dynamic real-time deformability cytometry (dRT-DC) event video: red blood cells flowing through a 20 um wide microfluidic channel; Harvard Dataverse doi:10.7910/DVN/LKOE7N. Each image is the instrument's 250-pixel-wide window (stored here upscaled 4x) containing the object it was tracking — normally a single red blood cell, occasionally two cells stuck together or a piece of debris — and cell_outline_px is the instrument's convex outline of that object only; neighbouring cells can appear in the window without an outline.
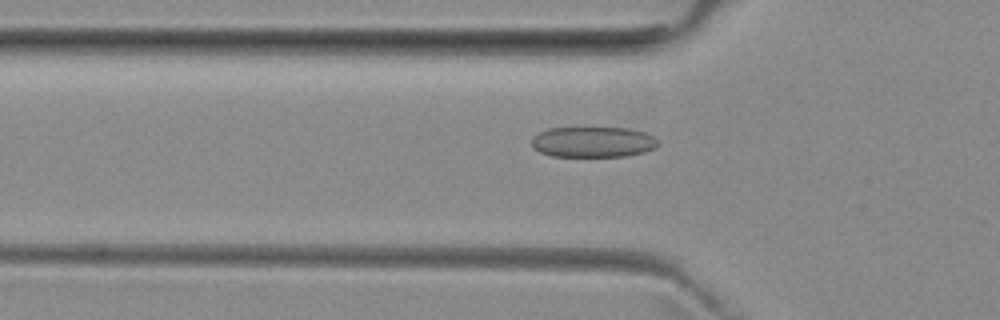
{"species": "common noctule bat (a hibernating species)", "species_latin": "Nyctalus noctula", "temperature_condition": "room temperature", "stored_images_in_passage": 29, "camera_frame_rate_fps": 3000, "um_per_image_px": 0.085, "animal": {"sex": "female", "body_mass_g": 29.2, "forearm_length_mm": 56.3}, "frame": {"image": 1, "passage_image": 17, "time_ms": 5.333, "image_size_px": [1000, 320], "cell_outline_px": [[656, 148], [644, 152], [624, 156], [552, 156], [540, 152], [532, 148], [532, 136], [548, 128], [628, 128], [648, 132], [656, 140]], "centroid_in_image_um": [50.39, 12.06], "position_along_channel_um": 75.4, "area_um2": 22.54}}
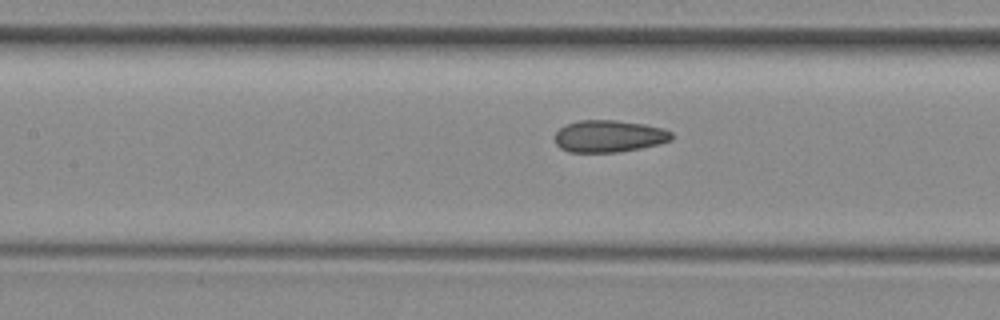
{"frame": {"image": 2, "passage_image": 23, "time_ms": 7.333, "image_size_px": [1000, 320], "cell_outline_px": [[672, 140], [660, 144], [620, 152], [568, 152], [560, 148], [556, 144], [556, 132], [560, 128], [568, 124], [580, 120], [616, 120], [644, 124], [664, 128], [672, 132]], "centroid_in_image_um": [51.79, 11.58], "position_along_channel_um": 155.6, "area_um2": 21.85}}
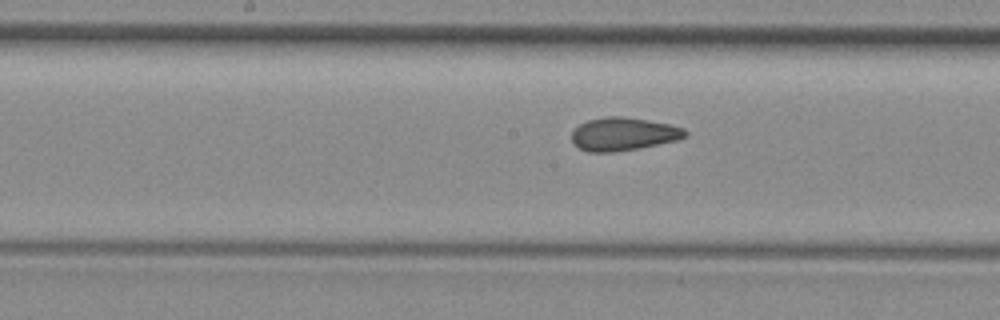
{"frame": {"image": 3, "passage_image": 26, "time_ms": 8.333, "image_size_px": [1000, 320], "cell_outline_px": [[688, 136], [676, 140], [640, 148], [612, 152], [588, 152], [572, 144], [572, 132], [580, 124], [588, 120], [608, 116], [624, 116], [668, 124], [684, 128], [688, 132]], "centroid_in_image_um": [52.98, 11.4], "position_along_channel_um": 195.2, "area_um2": 21.85}}